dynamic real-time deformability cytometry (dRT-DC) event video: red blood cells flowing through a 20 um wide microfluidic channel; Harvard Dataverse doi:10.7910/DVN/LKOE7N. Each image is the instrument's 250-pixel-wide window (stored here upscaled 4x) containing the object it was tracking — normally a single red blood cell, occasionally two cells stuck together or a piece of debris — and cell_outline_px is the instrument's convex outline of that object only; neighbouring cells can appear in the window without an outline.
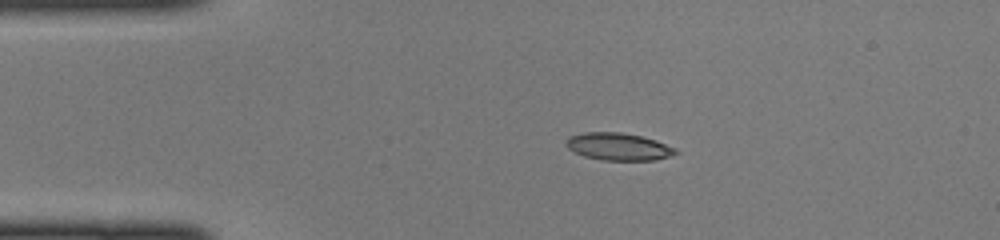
{"species": "common noctule bat (a hibernating species)", "species_latin": "Nyctalus noctula", "temperature_condition": "cold", "stored_images_in_passage": 38, "camera_frame_rate_fps": 3000, "um_per_image_px": 0.085, "animal": {"sex": "female", "body_mass_g": 22.0, "forearm_length_mm": 56.7}, "frame": {"image": 1, "passage_image": 1, "time_ms": 0.0, "image_size_px": [1000, 240], "cell_outline_px": [[680, 152], [656, 160], [600, 160], [584, 156], [568, 148], [564, 144], [564, 140], [568, 136], [584, 132], [620, 132], [640, 136], [656, 140], [676, 148]], "centroid_in_image_um": [52.54, 12.46], "position_along_channel_um": 32.5, "area_um2": 17.57}}
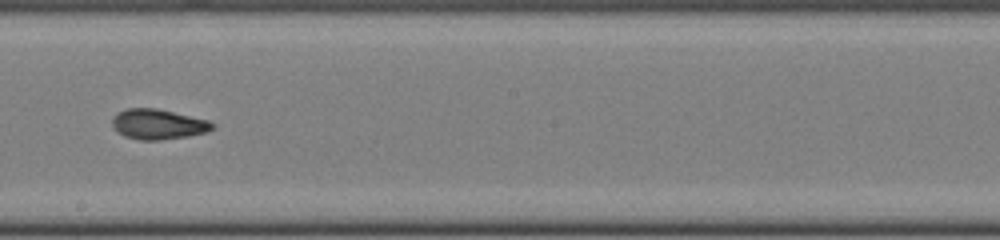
{"frame": {"image": 2, "passage_image": 18, "time_ms": 5.667, "image_size_px": [1000, 240], "cell_outline_px": [[216, 124], [212, 128], [204, 132], [188, 136], [160, 140], [140, 140], [124, 136], [112, 124], [112, 116], [116, 112], [128, 108], [156, 108], [208, 120]], "centroid_in_image_um": [13.41, 10.55], "position_along_channel_um": 234.8, "area_um2": 17.46}}
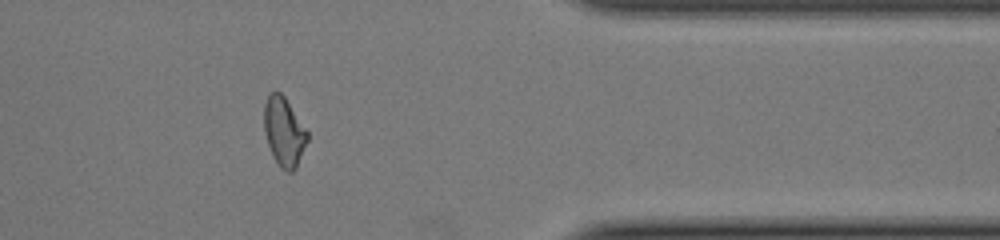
{"frame": {"image": 3, "passage_image": 30, "time_ms": 9.667, "image_size_px": [1000, 240], "cell_outline_px": [[308, 140], [296, 168], [292, 172], [288, 172], [280, 168], [272, 156], [264, 132], [264, 104], [268, 96], [272, 92], [280, 92], [284, 96], [308, 132]], "centroid_in_image_um": [24.13, 11.23], "position_along_channel_um": 387.3, "area_um2": 17.34}}